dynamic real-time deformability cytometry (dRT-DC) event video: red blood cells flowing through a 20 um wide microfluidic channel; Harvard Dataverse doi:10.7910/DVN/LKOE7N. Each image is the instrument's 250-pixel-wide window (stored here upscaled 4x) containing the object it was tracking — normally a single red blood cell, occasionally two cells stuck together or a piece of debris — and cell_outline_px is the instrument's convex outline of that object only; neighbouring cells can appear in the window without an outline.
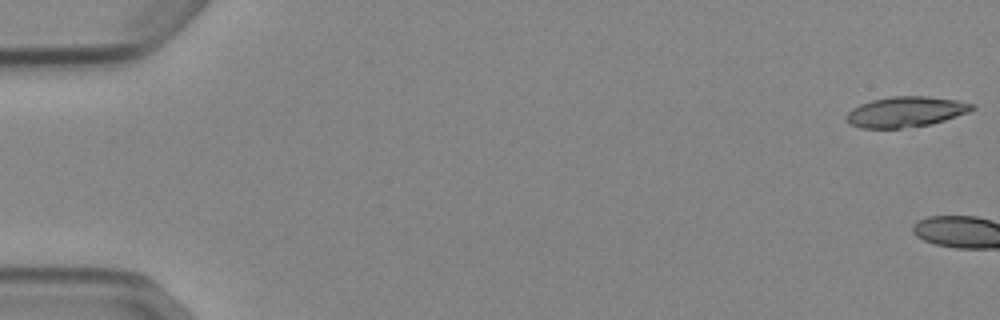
{"species": "Egyptian fruit bat (a non-hibernating species)", "species_latin": "Rousettus aegyptiacus", "temperature_condition": "cold", "stored_images_in_passage": 4, "camera_frame_rate_fps": 3000, "um_per_image_px": 0.085, "animal": {"sex": "female"}, "frame": {"image": 1, "passage_image": 1, "time_ms": 0.0, "image_size_px": [1000, 320], "cell_outline_px": [[976, 108], [968, 112], [932, 124], [900, 128], [860, 128], [848, 124], [844, 120], [844, 116], [852, 108], [860, 104], [872, 100], [892, 96], [928, 96], [960, 100], [976, 104]], "centroid_in_image_um": [76.97, 9.5], "position_along_channel_um": 8.0, "area_um2": 22.6}}